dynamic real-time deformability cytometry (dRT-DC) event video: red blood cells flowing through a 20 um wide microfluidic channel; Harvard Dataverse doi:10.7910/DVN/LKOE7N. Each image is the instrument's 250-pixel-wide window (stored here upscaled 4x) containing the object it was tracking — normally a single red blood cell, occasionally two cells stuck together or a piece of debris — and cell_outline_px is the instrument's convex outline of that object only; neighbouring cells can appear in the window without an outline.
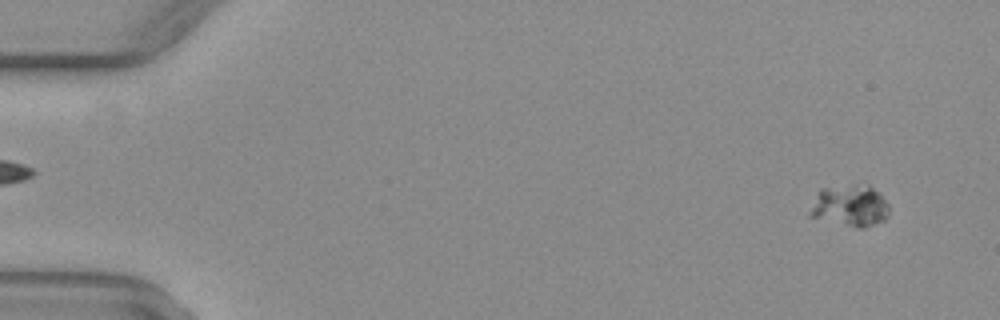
{"species": "common noctule bat (a hibernating species)", "species_latin": "Nyctalus noctula", "temperature_condition": "warm", "stored_images_in_passage": 15, "camera_frame_rate_fps": 3000, "um_per_image_px": 0.085, "animal": {"sex": "female", "body_mass_g": 29.2, "forearm_length_mm": 56.3}, "frame": {"image": 1, "passage_image": 4, "time_ms": 1.0, "image_size_px": [1000, 320], "cell_outline_px": [[888, 216], [884, 220], [864, 228], [856, 228], [808, 216], [808, 212], [820, 188], [856, 184], [868, 184], [880, 192], [888, 204]], "centroid_in_image_um": [72.26, 17.48], "position_along_channel_um": 12.7, "area_um2": 19.42}}